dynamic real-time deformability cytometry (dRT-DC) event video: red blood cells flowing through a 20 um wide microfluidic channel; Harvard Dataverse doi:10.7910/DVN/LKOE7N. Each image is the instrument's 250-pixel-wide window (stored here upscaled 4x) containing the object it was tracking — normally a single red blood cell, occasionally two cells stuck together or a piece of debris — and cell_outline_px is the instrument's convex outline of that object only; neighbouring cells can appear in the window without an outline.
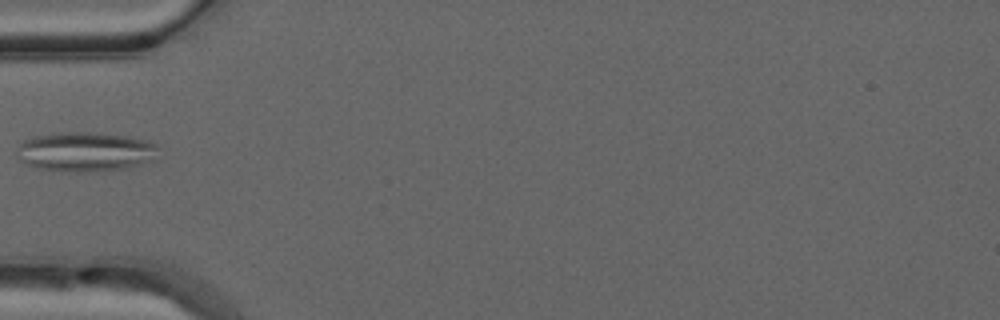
{"species": "common noctule bat (a hibernating species)", "species_latin": "Nyctalus noctula", "temperature_condition": "warm", "stored_images_in_passage": 34, "camera_frame_rate_fps": 3000, "um_per_image_px": 0.085, "animal": {"sex": "male", "forearm_length_mm": 52.5}, "frame": {"image": 1, "passage_image": 1, "time_ms": 0.0, "image_size_px": [1000, 320], "cell_outline_px": [[156, 160], [124, 168], [92, 172], [64, 172], [36, 168], [24, 164], [16, 156], [16, 152], [20, 144], [24, 140], [32, 136], [60, 132], [92, 132], [128, 136], [148, 140], [156, 144]], "centroid_in_image_um": [7.21, 12.9], "position_along_channel_um": 77.8, "area_um2": 33.06}}
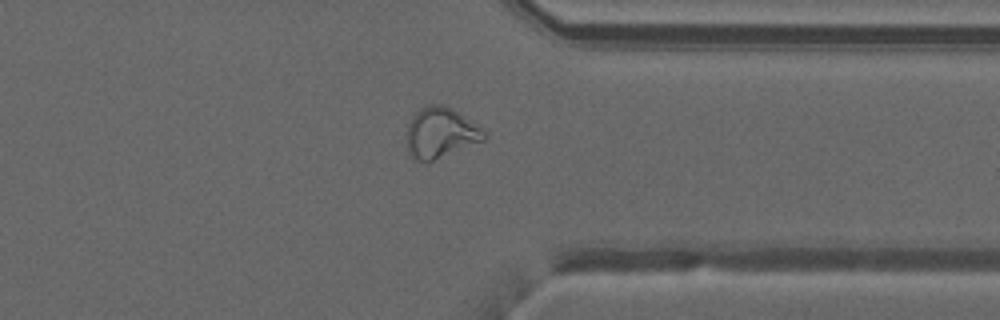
{"frame": {"image": 2, "passage_image": 23, "time_ms": 7.333, "image_size_px": [1000, 320], "cell_outline_px": [[488, 136], [484, 140], [428, 164], [416, 160], [408, 156], [408, 124], [412, 116], [420, 108], [428, 104], [444, 104], [452, 108], [480, 128]], "centroid_in_image_um": [37.42, 11.32], "position_along_channel_um": 374.0, "area_um2": 22.95}}
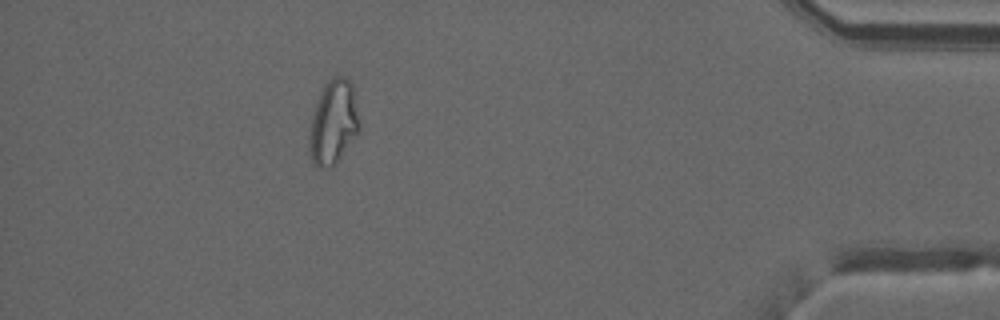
{"frame": {"image": 3, "passage_image": 29, "time_ms": 9.333, "image_size_px": [1000, 320], "cell_outline_px": [[360, 132], [336, 164], [328, 168], [316, 168], [312, 164], [308, 148], [308, 136], [312, 112], [316, 100], [324, 84], [328, 80], [336, 76], [344, 76], [352, 80], [360, 120]], "centroid_in_image_um": [28.33, 10.41], "position_along_channel_um": 406.9, "area_um2": 25.61}}